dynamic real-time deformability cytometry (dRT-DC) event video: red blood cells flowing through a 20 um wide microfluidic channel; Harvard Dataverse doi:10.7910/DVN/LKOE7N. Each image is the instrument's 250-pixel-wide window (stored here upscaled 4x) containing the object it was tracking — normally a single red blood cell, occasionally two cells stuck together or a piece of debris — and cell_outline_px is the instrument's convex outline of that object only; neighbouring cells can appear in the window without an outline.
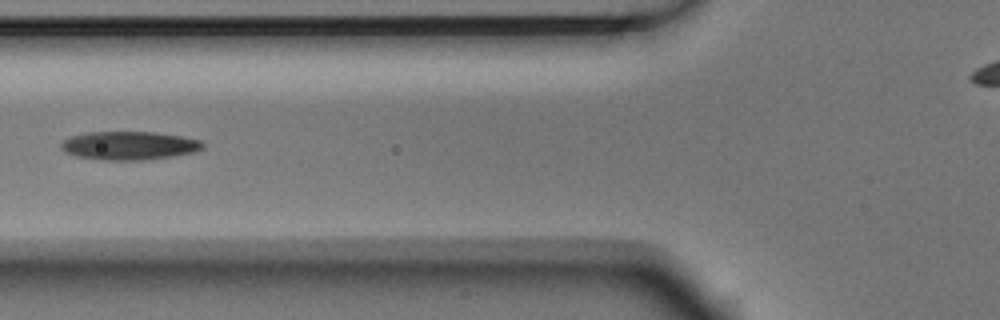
{"species": "Egyptian fruit bat (a non-hibernating species)", "species_latin": "Rousettus aegyptiacus", "temperature_condition": "room temperature", "stored_images_in_passage": 6, "camera_frame_rate_fps": 3000, "um_per_image_px": 0.085, "animal": {"sex": "male"}, "frame": {"image": 1, "passage_image": 6, "time_ms": 1.667, "image_size_px": [1000, 320], "cell_outline_px": [[204, 148], [192, 152], [172, 156], [144, 160], [100, 160], [76, 156], [64, 152], [60, 148], [60, 144], [64, 140], [72, 136], [88, 132], [156, 132], [184, 136], [200, 140], [204, 144]], "centroid_in_image_um": [10.97, 12.37], "position_along_channel_um": 114.8, "area_um2": 23.58}}